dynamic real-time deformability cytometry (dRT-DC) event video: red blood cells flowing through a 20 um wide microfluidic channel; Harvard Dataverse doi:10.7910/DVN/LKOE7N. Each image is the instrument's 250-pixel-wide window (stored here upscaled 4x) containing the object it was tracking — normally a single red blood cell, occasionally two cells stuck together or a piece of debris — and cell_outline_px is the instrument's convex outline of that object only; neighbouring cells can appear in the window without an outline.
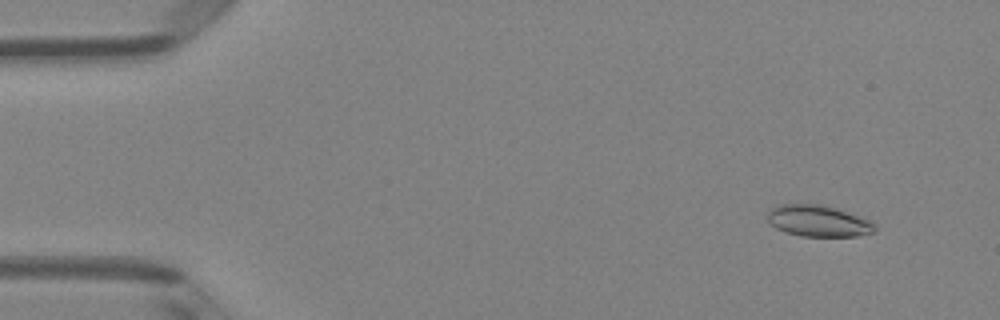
{"species": "Egyptian fruit bat (a non-hibernating species)", "species_latin": "Rousettus aegyptiacus", "temperature_condition": "room temperature", "stored_images_in_passage": 48, "camera_frame_rate_fps": 3000, "um_per_image_px": 0.085, "animal": {"sex": "female"}, "frame": {"image": 1, "passage_image": 2, "time_ms": 0.333, "image_size_px": [1000, 320], "cell_outline_px": [[876, 228], [872, 232], [856, 236], [800, 236], [784, 232], [768, 224], [768, 212], [776, 204], [820, 204], [836, 208], [868, 220], [876, 224]], "centroid_in_image_um": [69.49, 18.78], "position_along_channel_um": 15.5, "area_um2": 19.59}}
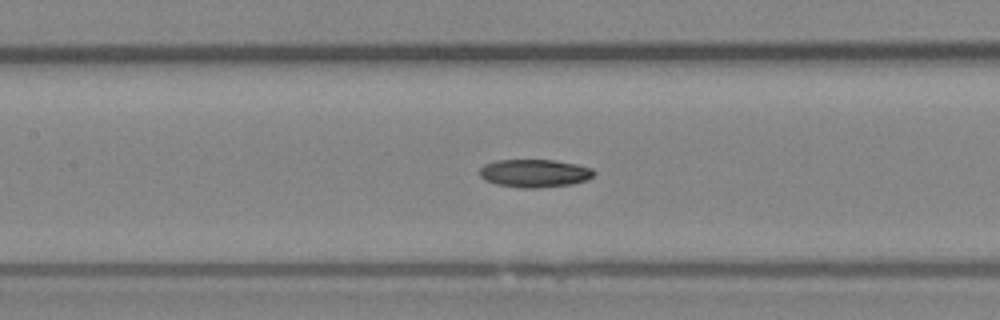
{"frame": {"image": 2, "passage_image": 21, "time_ms": 6.667, "image_size_px": [1000, 320], "cell_outline_px": [[596, 172], [588, 180], [572, 184], [536, 188], [516, 188], [496, 184], [484, 180], [480, 176], [480, 168], [484, 164], [496, 160], [556, 160], [576, 164], [592, 168]], "centroid_in_image_um": [45.43, 14.73], "position_along_channel_um": 162.0, "area_um2": 18.84}}
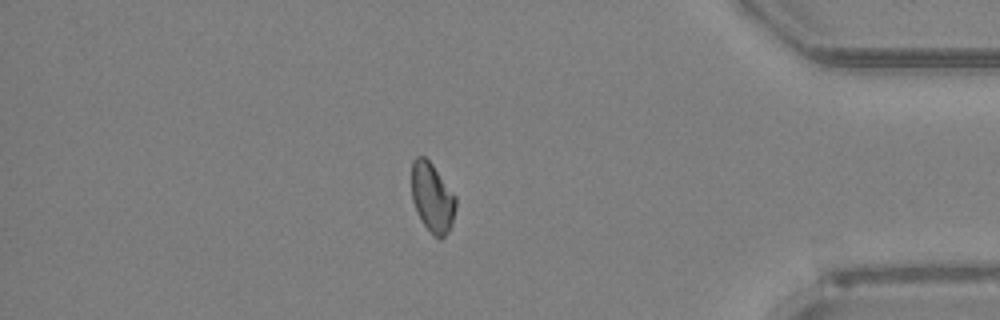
{"frame": {"image": 3, "passage_image": 41, "time_ms": 13.333, "image_size_px": [1000, 320], "cell_outline_px": [[456, 208], [452, 224], [448, 232], [440, 240], [432, 236], [416, 212], [412, 200], [412, 160], [416, 156], [424, 156], [432, 164], [456, 196]], "centroid_in_image_um": [36.74, 16.82], "position_along_channel_um": 398.5, "area_um2": 18.03}, "authors_computed_cell_mechanics": {"area_um2": 18.4093, "velocity_mm_per_s": 4.0523, "shape_relaxation_time_tau1_ms": null, "shape_relaxation_time_tau2_ms": 7.9495, "deformation_change_tau1": null, "deformation_change_tau2": 0.1338}}